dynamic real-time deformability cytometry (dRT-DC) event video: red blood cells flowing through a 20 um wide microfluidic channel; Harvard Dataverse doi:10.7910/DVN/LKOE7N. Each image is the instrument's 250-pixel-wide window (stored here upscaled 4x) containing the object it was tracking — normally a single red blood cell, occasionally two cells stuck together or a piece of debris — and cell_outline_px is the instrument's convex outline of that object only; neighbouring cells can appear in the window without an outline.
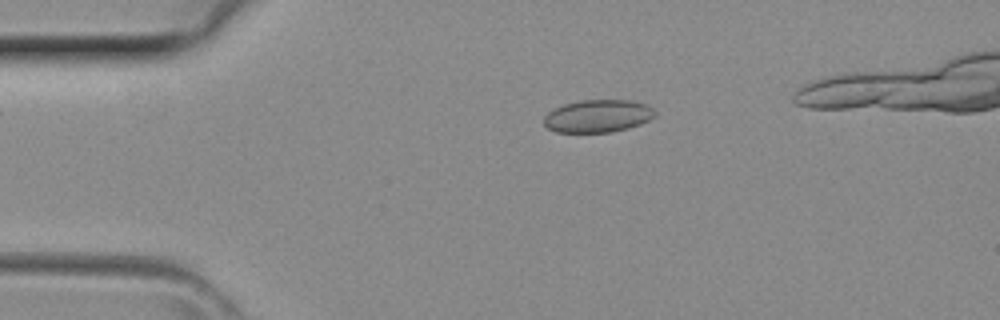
{"species": "common noctule bat (a hibernating species)", "species_latin": "Nyctalus noctula", "temperature_condition": "room temperature", "stored_images_in_passage": 36, "camera_frame_rate_fps": 3000, "um_per_image_px": 0.085, "animal": {"sex": "female", "body_mass_g": 29.2, "forearm_length_mm": 56.3}, "frame": {"image": 1, "passage_image": 8, "time_ms": 2.333, "image_size_px": [1000, 320], "cell_outline_px": [[656, 116], [640, 124], [628, 128], [612, 132], [556, 132], [548, 128], [544, 124], [544, 116], [548, 112], [564, 104], [580, 100], [628, 100], [644, 104], [652, 108], [656, 112]], "centroid_in_image_um": [50.81, 9.86], "position_along_channel_um": 34.2, "area_um2": 21.04}}
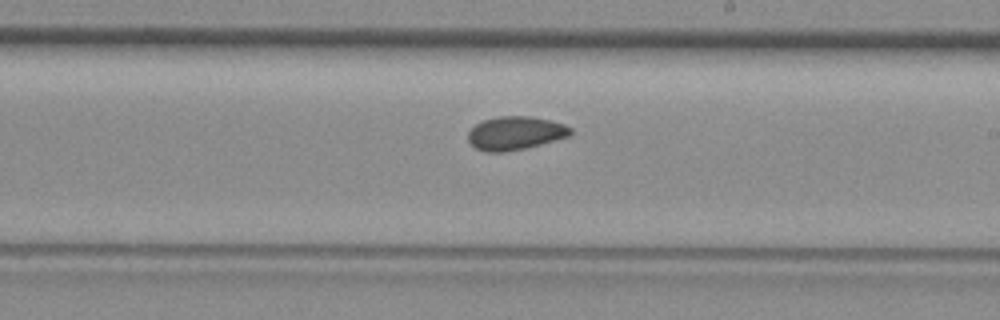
{"frame": {"image": 2, "passage_image": 23, "time_ms": 7.333, "image_size_px": [1000, 320], "cell_outline_px": [[572, 132], [568, 136], [540, 144], [524, 148], [504, 152], [484, 152], [476, 148], [468, 140], [468, 132], [476, 124], [484, 120], [496, 116], [528, 116], [548, 120], [564, 124], [572, 128]], "centroid_in_image_um": [43.77, 11.31], "position_along_channel_um": 245.2, "area_um2": 19.77}}
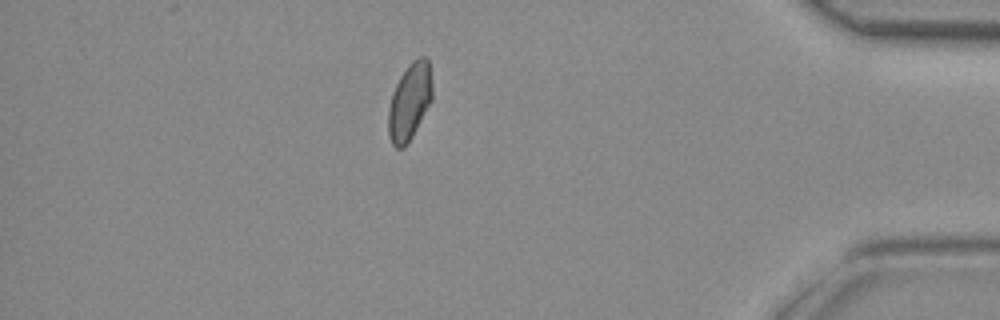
{"frame": {"image": 3, "passage_image": 35, "time_ms": 11.333, "image_size_px": [1000, 320], "cell_outline_px": [[432, 100], [412, 136], [404, 148], [396, 148], [392, 144], [388, 132], [388, 108], [392, 92], [400, 76], [408, 64], [412, 60], [420, 56], [424, 56], [428, 60], [432, 84]], "centroid_in_image_um": [34.81, 8.62], "position_along_channel_um": 400.4, "area_um2": 19.71}}